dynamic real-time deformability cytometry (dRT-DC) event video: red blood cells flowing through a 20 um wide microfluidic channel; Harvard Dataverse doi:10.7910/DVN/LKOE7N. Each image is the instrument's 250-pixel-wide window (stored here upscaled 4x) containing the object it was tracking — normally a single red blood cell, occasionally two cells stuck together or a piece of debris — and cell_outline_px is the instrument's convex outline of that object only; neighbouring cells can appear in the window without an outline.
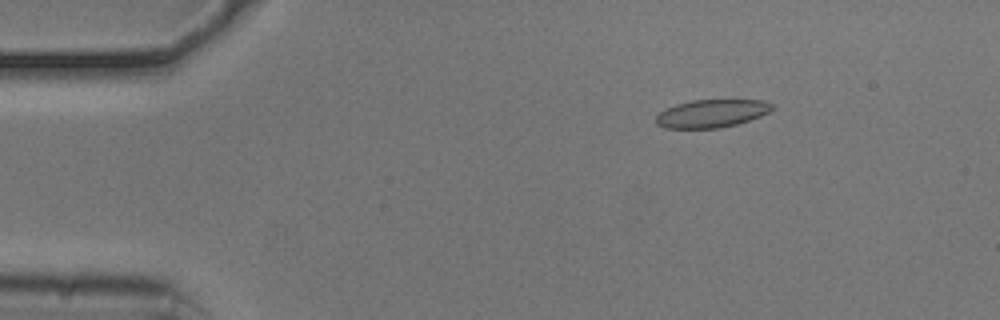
{"species": "common noctule bat (a hibernating species)", "species_latin": "Nyctalus noctula", "temperature_condition": "cold", "stored_images_in_passage": 27, "camera_frame_rate_fps": 3000, "um_per_image_px": 0.085, "animal": {"sex": "male", "body_mass_g": 20.5, "forearm_length_mm": 52.5}, "frame": {"image": 1, "passage_image": 8, "time_ms": 2.333, "image_size_px": [1000, 320], "cell_outline_px": [[776, 104], [768, 112], [760, 116], [736, 124], [720, 128], [664, 128], [656, 124], [656, 116], [660, 112], [676, 104], [692, 100], [764, 100]], "centroid_in_image_um": [60.5, 9.64], "position_along_channel_um": 24.5, "area_um2": 18.84}}
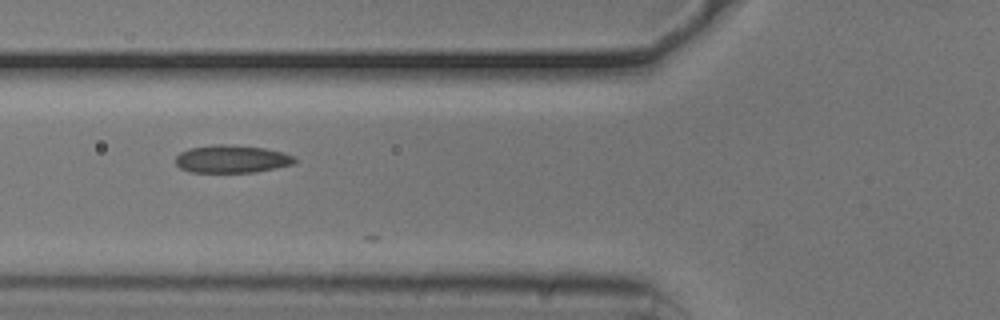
{"frame": {"image": 2, "passage_image": 20, "time_ms": 6.333, "image_size_px": [1000, 320], "cell_outline_px": [[296, 164], [256, 172], [192, 172], [180, 168], [176, 164], [176, 156], [180, 152], [188, 148], [212, 144], [228, 144], [264, 148], [284, 152], [296, 156]], "centroid_in_image_um": [19.73, 13.51], "position_along_channel_um": 106.1, "area_um2": 19.54}}
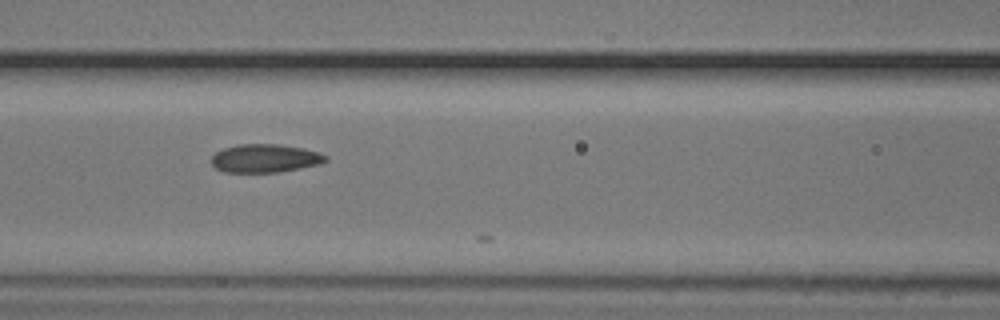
{"frame": {"image": 3, "passage_image": 23, "time_ms": 7.333, "image_size_px": [1000, 320], "cell_outline_px": [[328, 160], [320, 164], [280, 172], [224, 172], [216, 168], [212, 164], [212, 156], [216, 152], [224, 148], [236, 144], [276, 144], [300, 148], [320, 152], [328, 156]], "centroid_in_image_um": [22.54, 13.46], "position_along_channel_um": 144.1, "area_um2": 18.84}}